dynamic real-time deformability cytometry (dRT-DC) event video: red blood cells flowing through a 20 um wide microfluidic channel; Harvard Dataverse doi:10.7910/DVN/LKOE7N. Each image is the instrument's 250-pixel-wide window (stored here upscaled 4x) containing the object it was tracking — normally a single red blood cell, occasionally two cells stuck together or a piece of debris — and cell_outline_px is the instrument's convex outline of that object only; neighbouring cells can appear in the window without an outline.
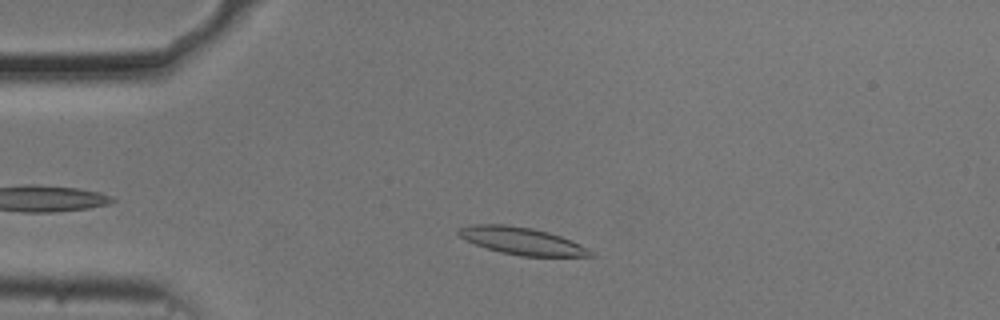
{"species": "common noctule bat (a hibernating species)", "species_latin": "Nyctalus noctula", "temperature_condition": "cold", "stored_images_in_passage": 50, "camera_frame_rate_fps": 3000, "um_per_image_px": 0.085, "animal": {"sex": "male", "body_mass_g": 20.5, "forearm_length_mm": 52.5}, "frame": {"image": 1, "passage_image": 8, "time_ms": 2.333, "image_size_px": [1000, 320], "cell_outline_px": [[596, 256], [520, 256], [500, 252], [476, 244], [460, 236], [456, 232], [460, 228], [476, 224], [504, 224], [532, 228], [548, 232], [572, 240], [580, 244], [592, 252]], "centroid_in_image_um": [44.38, 20.48], "position_along_channel_um": 40.6, "area_um2": 20.63}}
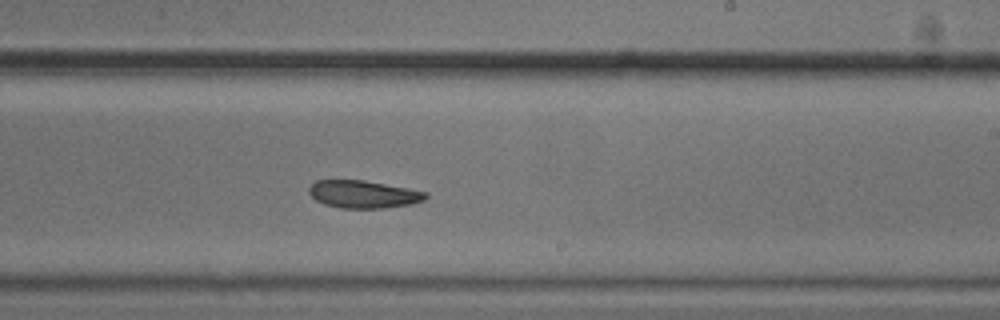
{"frame": {"image": 2, "passage_image": 28, "time_ms": 9.0, "image_size_px": [1000, 320], "cell_outline_px": [[428, 196], [424, 200], [412, 204], [384, 208], [340, 208], [324, 204], [316, 200], [308, 192], [308, 188], [316, 180], [364, 180], [408, 188], [428, 192]], "centroid_in_image_um": [30.9, 16.51], "position_along_channel_um": 258.1, "area_um2": 18.84}}
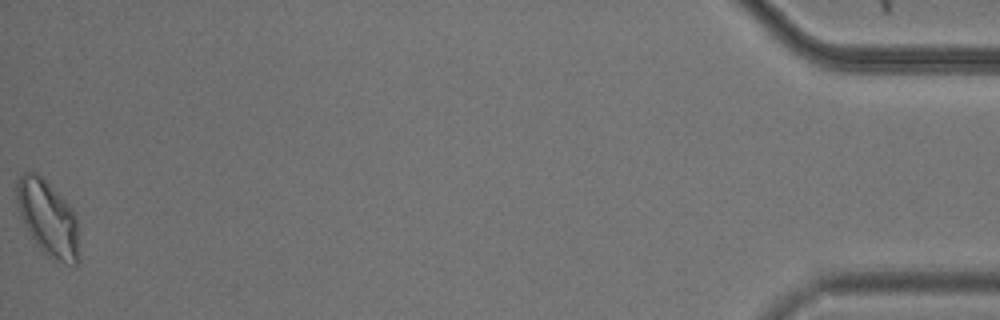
{"frame": {"image": 3, "passage_image": 50, "time_ms": 16.333, "image_size_px": [1000, 320], "cell_outline_px": [[80, 260], [72, 268], [48, 256], [40, 248], [24, 224], [16, 208], [16, 184], [20, 176], [24, 172], [36, 172], [76, 212]], "centroid_in_image_um": [4.09, 18.59], "position_along_channel_um": 431.1, "area_um2": 27.57}, "authors_computed_cell_mechanics": {"area_um2": 20.2589, "velocity_mm_per_s": 3.6747, "shape_relaxation_time_tau1_ms": null, "shape_relaxation_time_tau2_ms": 8.4514, "deformation_change_tau1": null, "deformation_change_tau2": 0.1631}}